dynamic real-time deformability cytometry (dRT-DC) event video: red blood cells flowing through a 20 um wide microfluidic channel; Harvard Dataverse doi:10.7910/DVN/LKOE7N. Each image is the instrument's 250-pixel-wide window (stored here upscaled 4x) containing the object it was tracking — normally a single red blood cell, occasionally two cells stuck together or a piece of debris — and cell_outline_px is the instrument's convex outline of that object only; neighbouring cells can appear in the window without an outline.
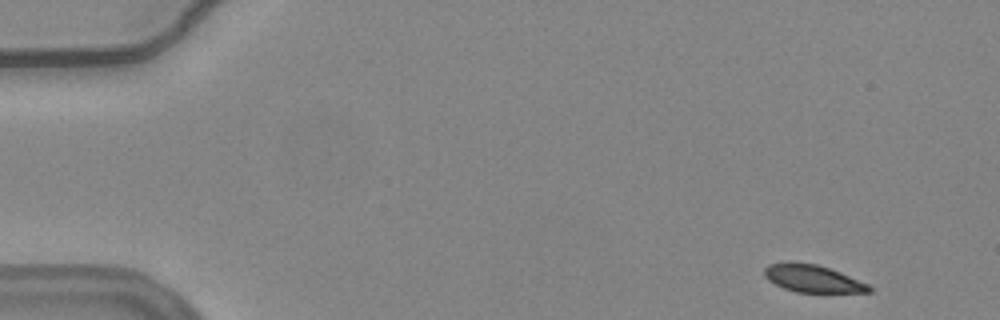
{"species": "common noctule bat (a hibernating species)", "species_latin": "Nyctalus noctula", "temperature_condition": "warm", "stored_images_in_passage": 7, "camera_frame_rate_fps": 3000, "um_per_image_px": 0.085, "animal": {"sex": "female", "body_mass_g": 24.6, "forearm_length_mm": 56.2}, "frame": {"image": 1, "passage_image": 1, "time_ms": 0.0, "image_size_px": [1000, 320], "cell_outline_px": [[872, 292], [796, 292], [784, 288], [768, 280], [764, 276], [764, 268], [768, 264], [792, 260], [816, 264], [840, 272], [868, 284], [872, 288]], "centroid_in_image_um": [69.03, 23.65], "position_along_channel_um": 16.0, "area_um2": 16.82}}